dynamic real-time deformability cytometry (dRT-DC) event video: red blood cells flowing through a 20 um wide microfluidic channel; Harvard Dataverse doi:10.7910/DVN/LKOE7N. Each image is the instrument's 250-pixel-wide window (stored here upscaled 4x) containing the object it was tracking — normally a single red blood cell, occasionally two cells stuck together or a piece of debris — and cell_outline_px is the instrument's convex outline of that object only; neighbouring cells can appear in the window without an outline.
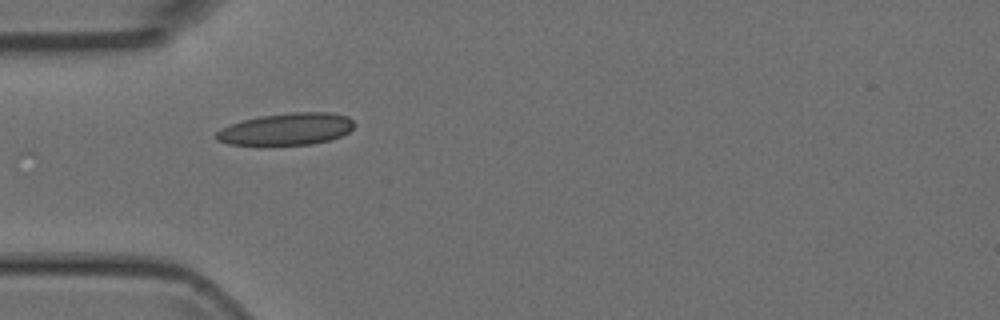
{"species": "Egyptian fruit bat (a non-hibernating species)", "species_latin": "Rousettus aegyptiacus", "temperature_condition": "room temperature", "stored_images_in_passage": 2, "camera_frame_rate_fps": 3000, "um_per_image_px": 0.085, "animal": {"sex": "female"}, "frame": {"image": 1, "passage_image": 2, "time_ms": 0.333, "image_size_px": [1000, 320], "cell_outline_px": [[356, 124], [348, 132], [340, 136], [328, 140], [312, 144], [268, 148], [256, 148], [228, 144], [216, 140], [216, 132], [232, 124], [244, 120], [260, 116], [292, 112], [328, 112], [348, 116]], "centroid_in_image_um": [24.31, 11.03], "position_along_channel_um": 60.7, "area_um2": 26.7}}